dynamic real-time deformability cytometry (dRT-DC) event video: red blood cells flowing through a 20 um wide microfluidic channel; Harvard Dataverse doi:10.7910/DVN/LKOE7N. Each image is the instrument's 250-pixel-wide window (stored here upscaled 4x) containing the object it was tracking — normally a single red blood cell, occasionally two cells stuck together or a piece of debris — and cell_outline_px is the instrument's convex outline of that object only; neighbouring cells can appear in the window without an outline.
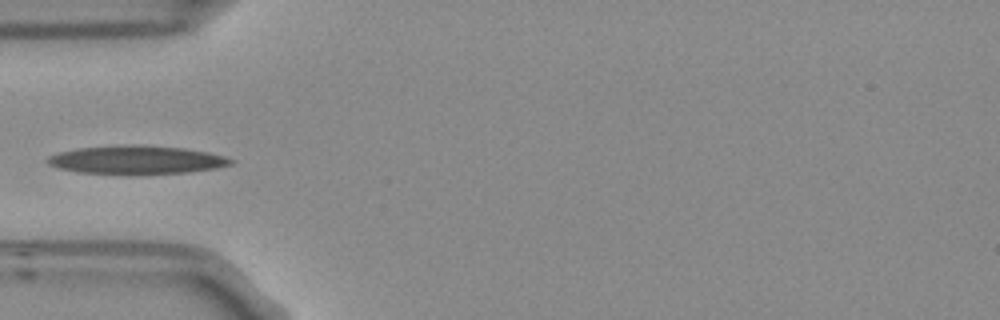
{"species": "Egyptian fruit bat (a non-hibernating species)", "species_latin": "Rousettus aegyptiacus", "temperature_condition": "room temperature", "stored_images_in_passage": 6, "camera_frame_rate_fps": 3000, "um_per_image_px": 0.085, "frame": {"image": 1, "passage_image": 5, "time_ms": 1.333, "image_size_px": [1000, 320], "cell_outline_px": [[232, 164], [212, 168], [188, 172], [128, 176], [80, 172], [60, 168], [48, 164], [44, 160], [48, 156], [60, 152], [80, 148], [128, 144], [140, 144], [184, 148], [208, 152], [224, 156], [232, 160]], "centroid_in_image_um": [11.56, 13.6], "position_along_channel_um": 73.4, "area_um2": 30.81}}